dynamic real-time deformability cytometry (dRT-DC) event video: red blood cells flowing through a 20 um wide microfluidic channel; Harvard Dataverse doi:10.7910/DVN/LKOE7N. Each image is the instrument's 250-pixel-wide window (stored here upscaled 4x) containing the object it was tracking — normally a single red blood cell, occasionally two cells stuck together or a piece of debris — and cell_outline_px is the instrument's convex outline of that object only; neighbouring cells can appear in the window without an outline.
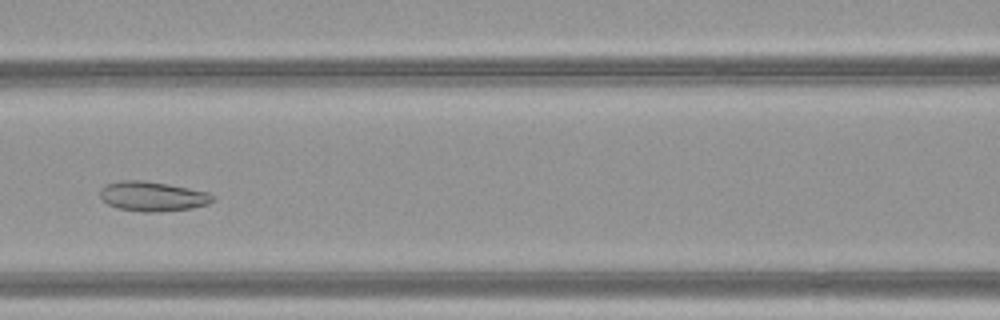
{"species": "common noctule bat (a hibernating species)", "species_latin": "Nyctalus noctula", "temperature_condition": "warm", "stored_images_in_passage": 47, "camera_frame_rate_fps": 3000, "um_per_image_px": 0.085, "animal": {"sex": "female", "body_mass_g": 21.9}, "frame": {"image": 1, "passage_image": 20, "time_ms": 6.333, "image_size_px": [1000, 320], "cell_outline_px": [[216, 200], [208, 204], [192, 208], [152, 212], [144, 212], [120, 208], [108, 204], [100, 196], [100, 188], [108, 184], [120, 180], [144, 180], [168, 184], [208, 192], [216, 196]], "centroid_in_image_um": [13.01, 16.68], "position_along_channel_um": 153.6, "area_um2": 19.42}}
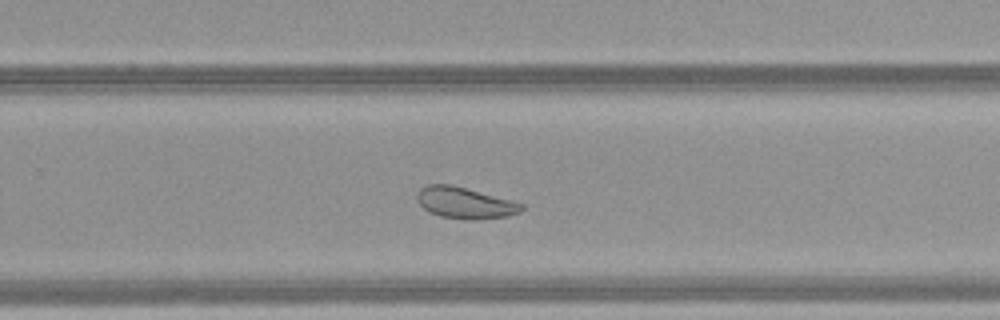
{"frame": {"image": 2, "passage_image": 30, "time_ms": 9.667, "image_size_px": [1000, 320], "cell_outline_px": [[524, 208], [520, 212], [508, 216], [472, 220], [468, 220], [440, 216], [428, 212], [416, 200], [416, 196], [420, 188], [428, 184], [452, 184], [524, 204]], "centroid_in_image_um": [39.49, 17.24], "position_along_channel_um": 290.3, "area_um2": 19.07}}
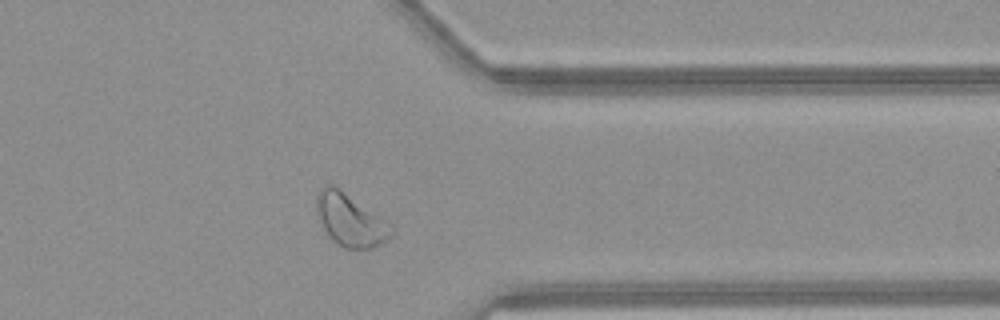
{"frame": {"image": 3, "passage_image": 37, "time_ms": 12.0, "image_size_px": [1000, 320], "cell_outline_px": [[392, 236], [380, 244], [372, 248], [344, 248], [332, 240], [328, 236], [316, 216], [316, 192], [324, 184], [332, 184], [384, 220], [392, 228]], "centroid_in_image_um": [29.69, 18.7], "position_along_channel_um": 381.7, "area_um2": 22.48}, "authors_computed_cell_mechanics": {"area_um2": 24.854, "velocity_mm_per_s": 4.1103, "shape_relaxation_time_tau1_ms": null, "shape_relaxation_time_tau2_ms": 3.5582, "deformation_change_tau1": null, "deformation_change_tau2": 0.0989}}